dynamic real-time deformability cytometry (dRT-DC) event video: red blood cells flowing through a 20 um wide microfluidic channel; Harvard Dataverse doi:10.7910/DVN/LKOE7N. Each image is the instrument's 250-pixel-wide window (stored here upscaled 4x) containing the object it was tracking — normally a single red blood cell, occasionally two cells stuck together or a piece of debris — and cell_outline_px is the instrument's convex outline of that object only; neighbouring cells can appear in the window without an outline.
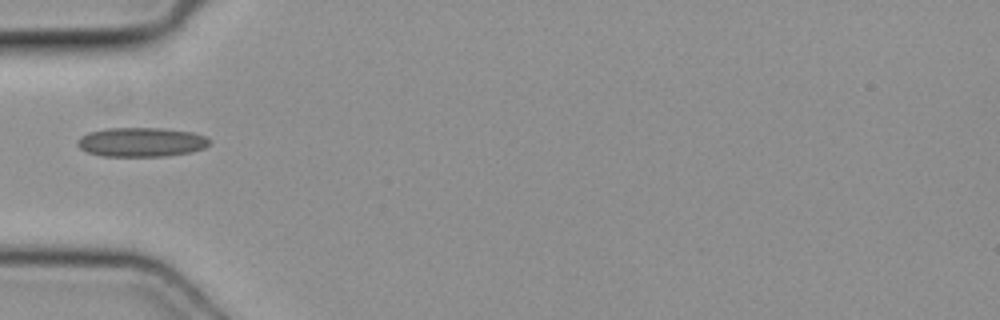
{"species": "common noctule bat (a hibernating species)", "species_latin": "Nyctalus noctula", "temperature_condition": "cold", "stored_images_in_passage": 25, "camera_frame_rate_fps": 3000, "um_per_image_px": 0.085, "animal": {"sex": "female", "body_mass_g": 19.3, "forearm_length_mm": 54.1}, "frame": {"image": 1, "passage_image": 1, "time_ms": 0.0, "image_size_px": [1000, 320], "cell_outline_px": [[212, 140], [204, 148], [192, 152], [164, 156], [100, 156], [88, 152], [80, 148], [76, 144], [76, 140], [80, 136], [88, 132], [104, 128], [160, 128], [192, 132], [204, 136]], "centroid_in_image_um": [11.97, 12.07], "position_along_channel_um": 73.0, "area_um2": 22.66}}
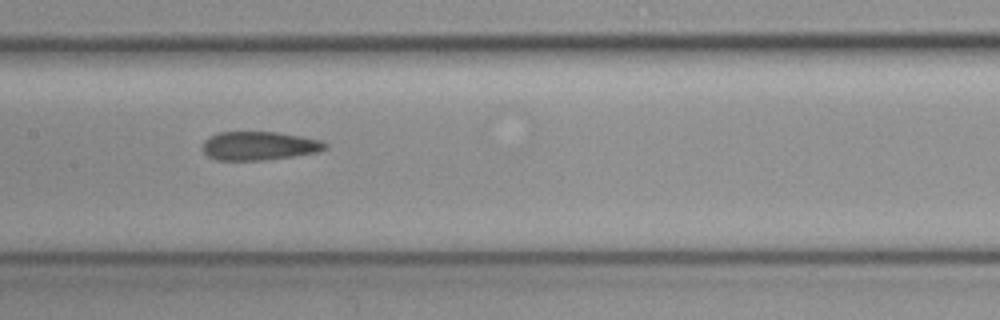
{"frame": {"image": 2, "passage_image": 9, "time_ms": 2.667, "image_size_px": [1000, 320], "cell_outline_px": [[328, 148], [316, 152], [292, 156], [260, 160], [216, 160], [208, 156], [204, 152], [204, 140], [208, 136], [220, 132], [276, 132], [300, 136], [320, 140], [328, 144]], "centroid_in_image_um": [22.01, 12.39], "position_along_channel_um": 185.4, "area_um2": 20.29}}
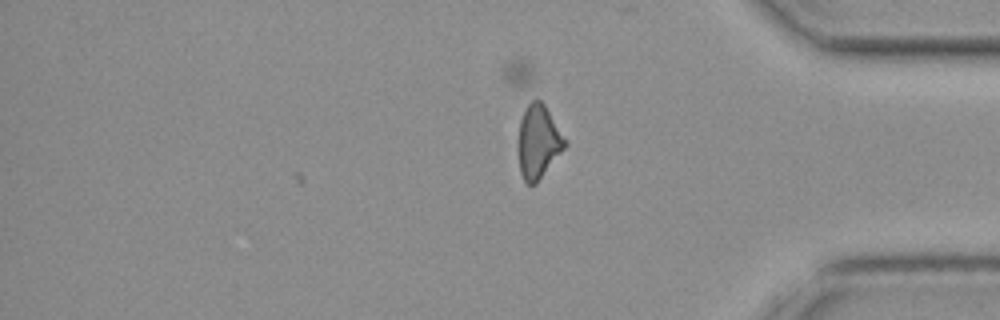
{"frame": {"image": 3, "passage_image": 25, "time_ms": 8.0, "image_size_px": [1000, 320], "cell_outline_px": [[568, 144], [536, 184], [528, 184], [524, 180], [520, 172], [516, 148], [520, 120], [528, 104], [532, 100], [540, 100], [544, 104]], "centroid_in_image_um": [45.72, 12.08], "position_along_channel_um": 389.5, "area_um2": 20.0}}